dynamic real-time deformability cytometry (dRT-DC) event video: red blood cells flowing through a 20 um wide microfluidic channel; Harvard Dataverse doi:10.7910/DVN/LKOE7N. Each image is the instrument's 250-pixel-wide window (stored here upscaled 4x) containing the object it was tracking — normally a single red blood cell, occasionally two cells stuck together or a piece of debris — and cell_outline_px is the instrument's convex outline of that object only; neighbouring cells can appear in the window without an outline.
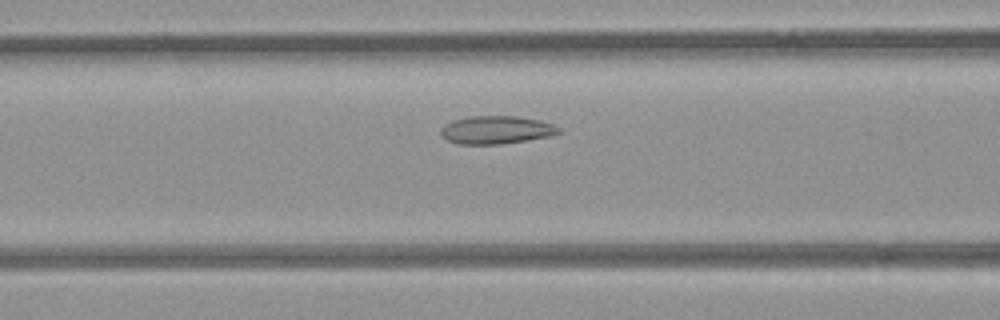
{"species": "common noctule bat (a hibernating species)", "species_latin": "Nyctalus noctula", "temperature_condition": "room temperature", "stored_images_in_passage": 36, "camera_frame_rate_fps": 3000, "um_per_image_px": 0.085, "animal": {"sex": "female", "body_mass_g": 21.9}, "frame": {"image": 1, "passage_image": 14, "time_ms": 4.333, "image_size_px": [1000, 320], "cell_outline_px": [[564, 132], [552, 136], [528, 140], [500, 144], [460, 144], [448, 140], [440, 136], [440, 128], [444, 124], [452, 120], [472, 116], [516, 116], [540, 120], [552, 124], [560, 128]], "centroid_in_image_um": [42.2, 11.04], "position_along_channel_um": 124.4, "area_um2": 19.48}}
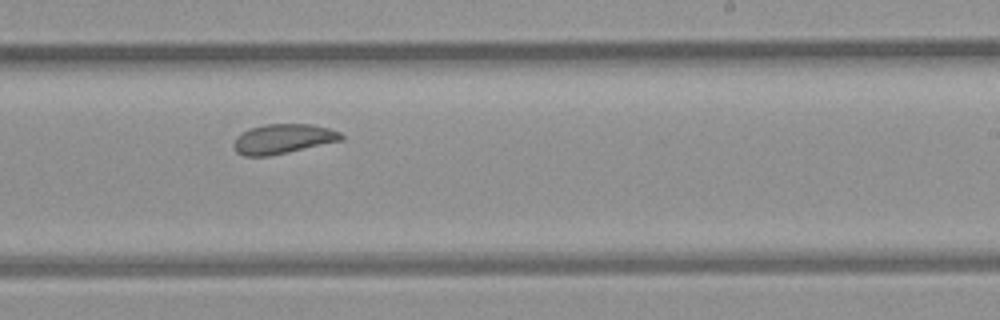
{"frame": {"image": 2, "passage_image": 25, "time_ms": 8.0, "image_size_px": [1000, 320], "cell_outline_px": [[344, 140], [288, 152], [268, 156], [244, 156], [236, 152], [232, 144], [236, 136], [252, 128], [264, 124], [312, 124], [328, 128], [340, 132], [344, 136]], "centroid_in_image_um": [24.06, 11.81], "position_along_channel_um": 264.9, "area_um2": 18.61}}
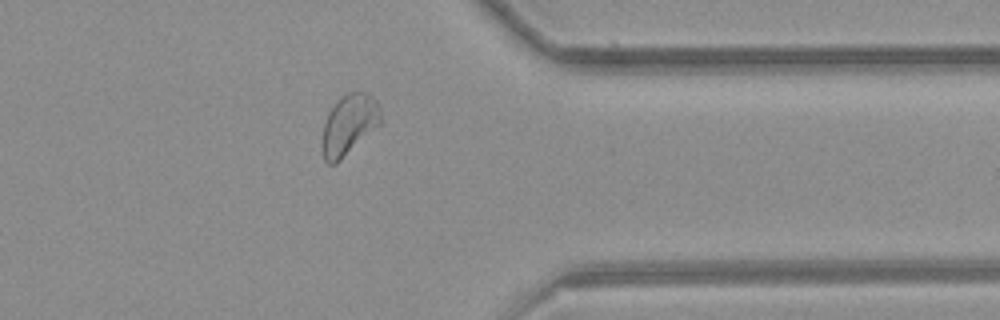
{"frame": {"image": 3, "passage_image": 35, "time_ms": 11.333, "image_size_px": [1000, 320], "cell_outline_px": [[380, 124], [336, 164], [328, 164], [324, 160], [320, 144], [324, 124], [328, 112], [336, 100], [348, 92], [364, 92], [372, 96], [376, 100], [380, 108]], "centroid_in_image_um": [29.62, 10.61], "position_along_channel_um": 381.8, "area_um2": 20.69}}